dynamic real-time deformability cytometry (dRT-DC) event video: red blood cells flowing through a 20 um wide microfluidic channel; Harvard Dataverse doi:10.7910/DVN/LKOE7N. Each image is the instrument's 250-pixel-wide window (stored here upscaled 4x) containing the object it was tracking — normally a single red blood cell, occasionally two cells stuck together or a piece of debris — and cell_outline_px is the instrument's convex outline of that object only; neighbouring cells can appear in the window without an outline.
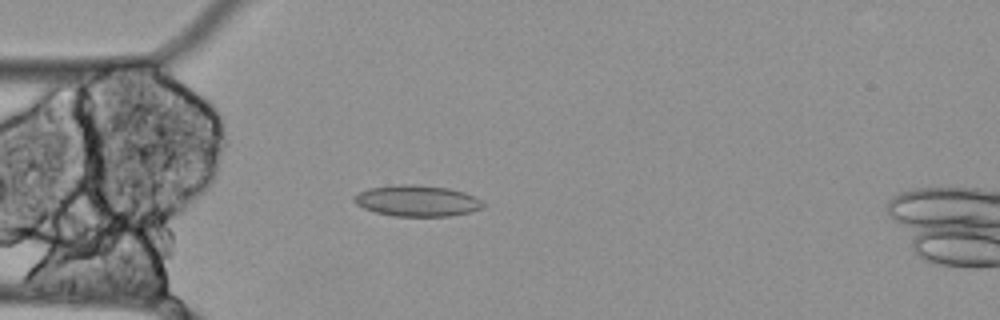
{"species": "Egyptian fruit bat (a non-hibernating species)", "species_latin": "Rousettus aegyptiacus", "temperature_condition": "cold", "stored_images_in_passage": 48, "camera_frame_rate_fps": 3000, "um_per_image_px": 0.085, "animal": {"sex": "female"}, "frame": {"image": 1, "passage_image": 7, "time_ms": 2.0, "image_size_px": [1000, 320], "cell_outline_px": [[484, 204], [480, 208], [472, 212], [448, 216], [392, 216], [376, 212], [364, 208], [356, 204], [352, 200], [352, 196], [368, 188], [400, 184], [412, 184], [448, 188], [464, 192], [480, 200]], "centroid_in_image_um": [35.41, 17.07], "position_along_channel_um": 49.6, "area_um2": 23.29}}
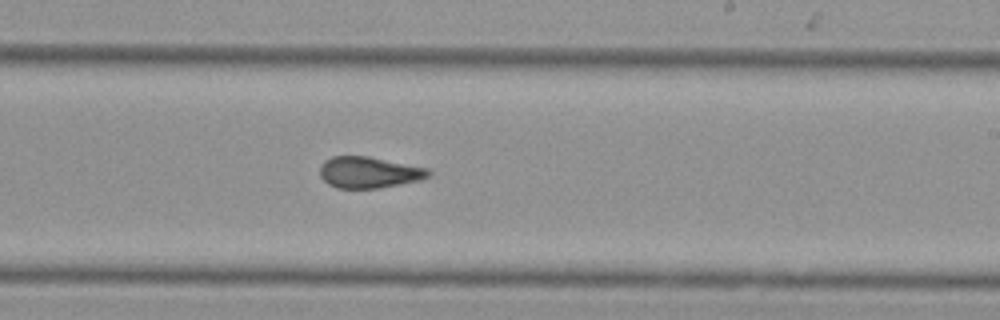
{"frame": {"image": 2, "passage_image": 25, "time_ms": 8.0, "image_size_px": [1000, 320], "cell_outline_px": [[432, 172], [428, 176], [420, 180], [376, 188], [336, 188], [328, 184], [320, 176], [320, 164], [324, 160], [332, 156], [368, 156], [428, 168]], "centroid_in_image_um": [31.33, 14.64], "position_along_channel_um": 257.7, "area_um2": 19.77}}
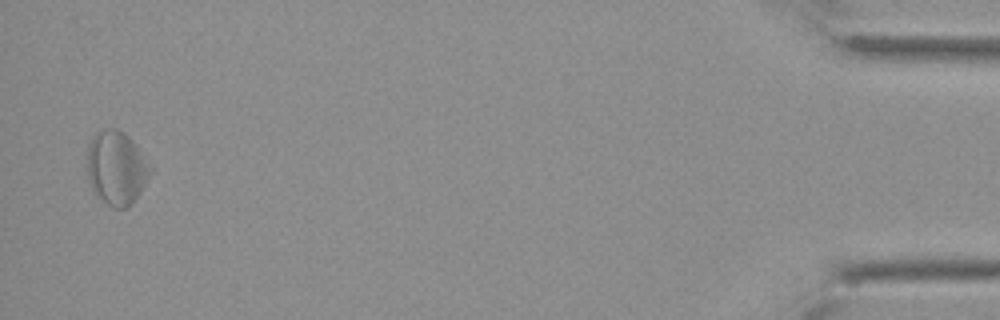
{"frame": {"image": 3, "passage_image": 47, "time_ms": 15.333, "image_size_px": [1000, 320], "cell_outline_px": [[152, 168], [140, 192], [132, 204], [128, 208], [116, 208], [108, 204], [96, 196], [92, 188], [88, 176], [88, 144], [96, 132], [108, 128], [116, 128], [128, 136], [132, 140]], "centroid_in_image_um": [9.88, 14.28], "position_along_channel_um": 425.3, "area_um2": 26.76}, "authors_computed_cell_mechanics": {"area_um2": 21.4149, "velocity_mm_per_s": 3.4472, "shape_relaxation_time_tau1_ms": null, "shape_relaxation_time_tau2_ms": 5.2839, "deformation_change_tau1": null, "deformation_change_tau2": 0.1534}}